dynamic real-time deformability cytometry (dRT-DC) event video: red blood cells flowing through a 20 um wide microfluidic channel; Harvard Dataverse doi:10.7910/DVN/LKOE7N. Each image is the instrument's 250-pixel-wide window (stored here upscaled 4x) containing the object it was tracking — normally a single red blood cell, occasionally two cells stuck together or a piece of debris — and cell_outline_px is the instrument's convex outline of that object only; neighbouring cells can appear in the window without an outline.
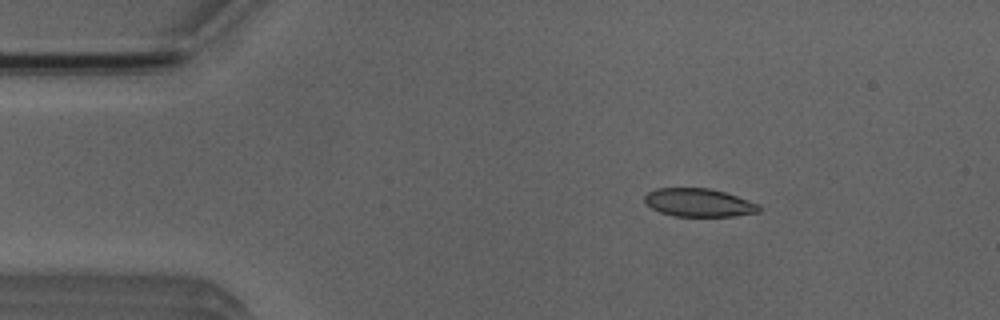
{"species": "Egyptian fruit bat (a non-hibernating species)", "species_latin": "Rousettus aegyptiacus", "temperature_condition": "room temperature", "stored_images_in_passage": 5, "camera_frame_rate_fps": 3000, "um_per_image_px": 0.085, "animal": {"sex": "male"}, "frame": {"image": 1, "passage_image": 2, "time_ms": 2.0, "image_size_px": [1000, 320], "cell_outline_px": [[760, 212], [732, 216], [676, 216], [660, 212], [652, 208], [644, 200], [644, 196], [648, 192], [656, 188], [708, 188], [724, 192], [760, 204]], "centroid_in_image_um": [59.4, 17.22], "position_along_channel_um": 25.6, "area_um2": 18.67}}
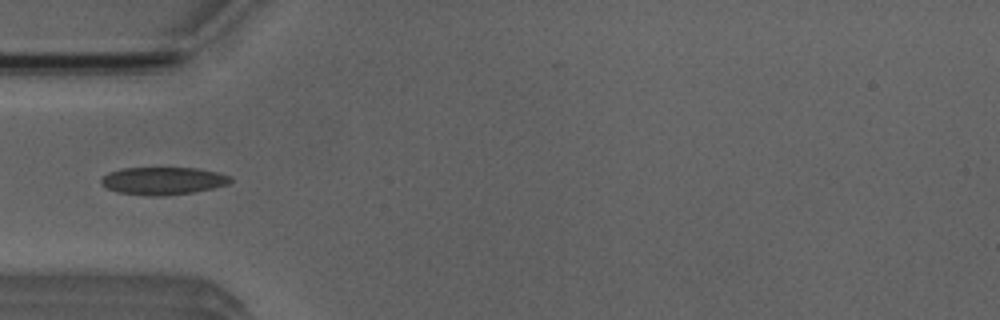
{"frame": {"image": 2, "passage_image": 4, "time_ms": 4.667, "image_size_px": [1000, 320], "cell_outline_px": [[232, 180], [228, 184], [212, 188], [192, 192], [164, 196], [148, 196], [116, 192], [100, 184], [100, 180], [108, 172], [120, 168], [200, 168], [232, 176]], "centroid_in_image_um": [13.84, 15.37], "position_along_channel_um": 71.2, "area_um2": 20.92}}
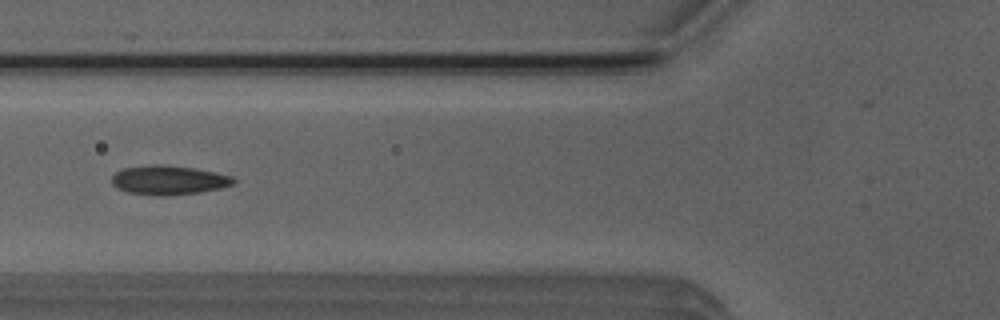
{"frame": {"image": 3, "passage_image": 5, "time_ms": 5.667, "image_size_px": [1000, 320], "cell_outline_px": [[236, 180], [232, 184], [220, 188], [200, 192], [168, 196], [156, 196], [128, 192], [116, 188], [112, 184], [112, 176], [116, 172], [124, 168], [156, 164], [160, 164], [192, 168], [232, 176]], "centroid_in_image_um": [14.3, 15.32], "position_along_channel_um": 111.5, "area_um2": 20.58}}